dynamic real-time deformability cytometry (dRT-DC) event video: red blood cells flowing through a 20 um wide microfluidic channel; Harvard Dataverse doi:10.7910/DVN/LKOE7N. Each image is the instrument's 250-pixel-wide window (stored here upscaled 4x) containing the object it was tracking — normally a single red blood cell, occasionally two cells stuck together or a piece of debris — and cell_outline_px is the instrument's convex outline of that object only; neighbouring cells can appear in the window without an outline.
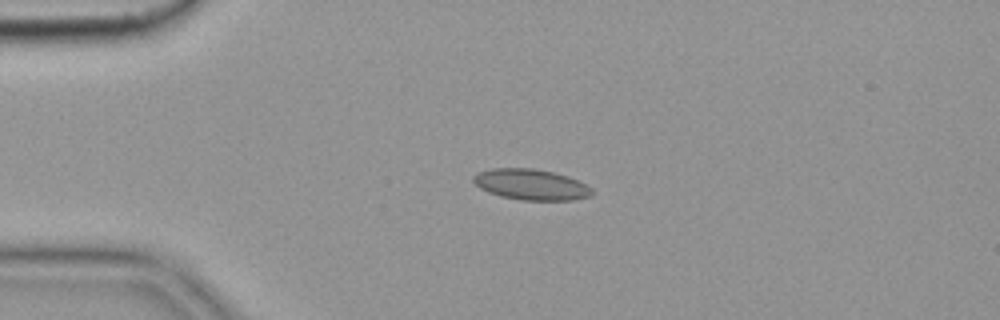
{"species": "common noctule bat (a hibernating species)", "species_latin": "Nyctalus noctula", "temperature_condition": "cold", "stored_images_in_passage": 3, "camera_frame_rate_fps": 3000, "um_per_image_px": 0.085, "animal": {"sex": "female", "body_mass_g": 19.9}, "frame": {"image": 1, "passage_image": 1, "time_ms": 0.0, "image_size_px": [1000, 320], "cell_outline_px": [[592, 196], [572, 200], [520, 200], [500, 196], [488, 192], [480, 188], [472, 180], [472, 176], [480, 172], [492, 168], [532, 168], [552, 172], [568, 176], [592, 188]], "centroid_in_image_um": [45.12, 15.69], "position_along_channel_um": 39.9, "area_um2": 21.21}}